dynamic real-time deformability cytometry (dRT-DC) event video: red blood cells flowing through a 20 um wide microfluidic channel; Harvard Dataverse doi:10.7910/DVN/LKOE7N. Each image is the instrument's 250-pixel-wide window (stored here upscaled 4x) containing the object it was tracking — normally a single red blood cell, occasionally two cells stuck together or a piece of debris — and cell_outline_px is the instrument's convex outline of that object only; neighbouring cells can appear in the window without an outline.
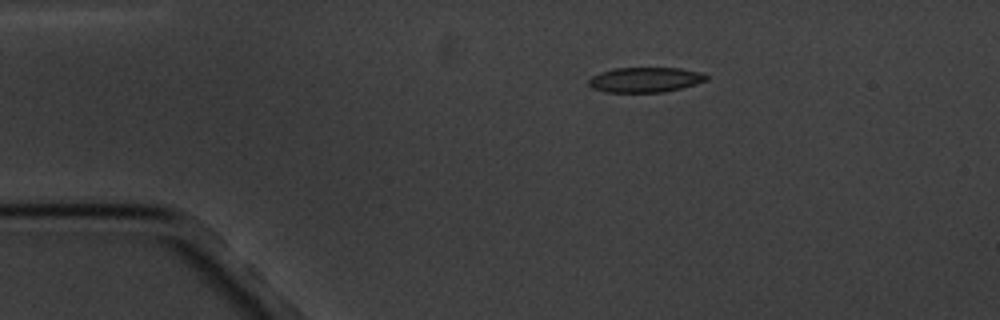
{"species": "common noctule bat (a hibernating species)", "species_latin": "Nyctalus noctula", "temperature_condition": "cold", "stored_images_in_passage": 3, "camera_frame_rate_fps": 3000, "um_per_image_px": 0.085, "animal": {"sex": "male", "body_mass_g": 20.1, "forearm_length_mm": 53.5}, "frame": {"image": 1, "passage_image": 2, "time_ms": 1.0, "image_size_px": [1000, 320], "cell_outline_px": [[708, 80], [680, 88], [664, 92], [608, 92], [592, 88], [588, 84], [588, 80], [592, 76], [600, 72], [616, 68], [680, 68], [700, 72], [708, 76]], "centroid_in_image_um": [54.83, 6.77], "position_along_channel_um": 30.2, "area_um2": 17.05}}